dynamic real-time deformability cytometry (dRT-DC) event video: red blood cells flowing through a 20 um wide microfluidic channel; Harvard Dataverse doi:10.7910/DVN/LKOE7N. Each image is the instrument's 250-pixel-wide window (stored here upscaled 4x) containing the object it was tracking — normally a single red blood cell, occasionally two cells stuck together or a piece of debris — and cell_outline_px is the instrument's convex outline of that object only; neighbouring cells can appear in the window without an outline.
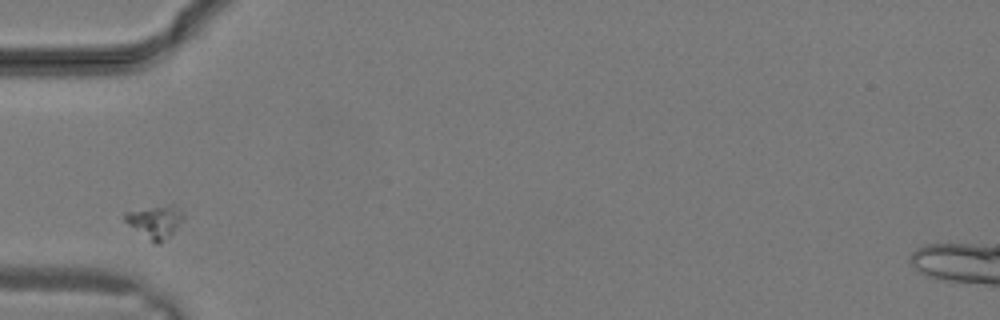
{"species": "common noctule bat (a hibernating species)", "species_latin": "Nyctalus noctula", "temperature_condition": "warm", "stored_images_in_passage": 22, "camera_frame_rate_fps": 3000, "um_per_image_px": 0.085, "animal": {"sex": "male", "body_mass_g": 19.2, "forearm_length_mm": 51.8}, "frame": {"image": 1, "passage_image": 1, "time_ms": 0.0, "image_size_px": [1000, 320], "cell_outline_px": [[184, 220], [160, 244], [156, 244], [128, 224], [124, 220], [124, 212], [168, 204], [172, 204], [180, 208], [184, 216]], "centroid_in_image_um": [13.21, 18.81], "position_along_channel_um": 71.8, "area_um2": 10.98}}
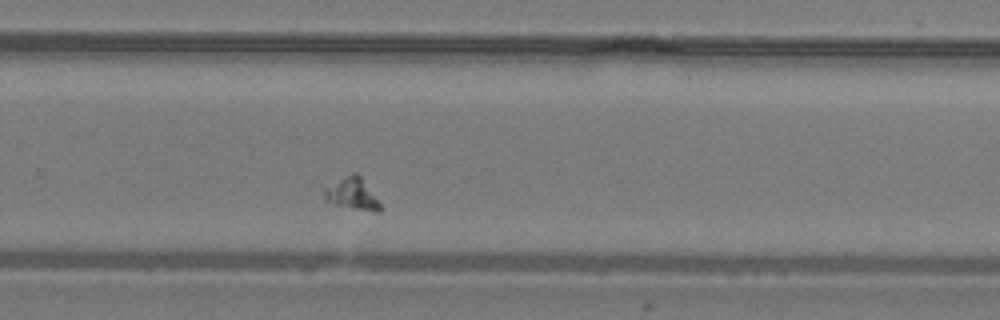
{"frame": {"image": 2, "passage_image": 12, "time_ms": 3.667, "image_size_px": [1000, 320], "cell_outline_px": [[380, 212], [376, 212], [332, 204], [324, 200], [324, 188], [352, 172], [356, 172], [360, 176], [380, 204]], "centroid_in_image_um": [29.9, 16.47], "position_along_channel_um": 299.9, "area_um2": 10.06}}
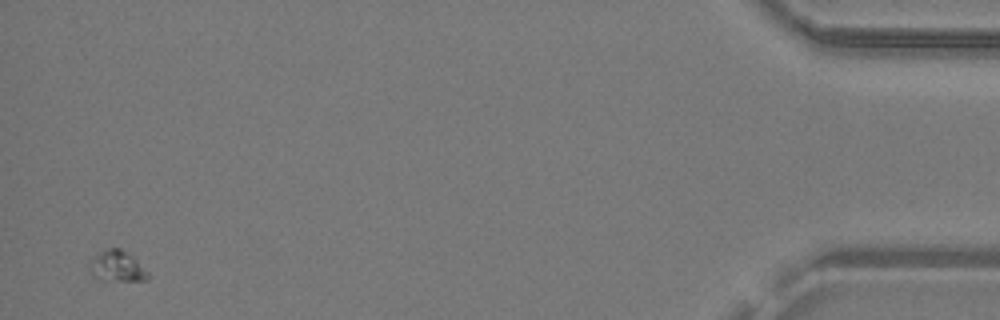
{"frame": {"image": 3, "passage_image": 22, "time_ms": 7.0, "image_size_px": [1000, 320], "cell_outline_px": [[148, 280], [96, 280], [92, 276], [88, 264], [100, 252], [108, 248], [120, 248], [136, 260], [148, 272]], "centroid_in_image_um": [9.91, 22.65], "position_along_channel_um": 425.3, "area_um2": 10.29}}